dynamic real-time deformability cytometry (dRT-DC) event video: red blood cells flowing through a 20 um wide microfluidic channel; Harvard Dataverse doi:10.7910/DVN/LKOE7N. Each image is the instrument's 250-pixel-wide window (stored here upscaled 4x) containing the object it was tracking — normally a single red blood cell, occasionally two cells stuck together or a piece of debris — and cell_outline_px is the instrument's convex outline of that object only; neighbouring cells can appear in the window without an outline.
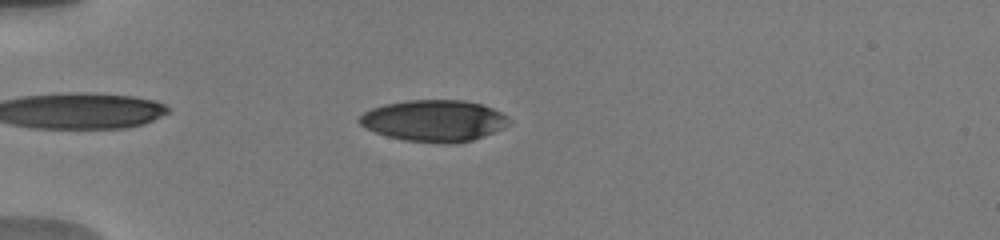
{"species": "human", "species_latin": "Homo sapiens", "temperature_condition": "warm", "stored_images_in_passage": 12, "camera_frame_rate_fps": 3000, "um_per_image_px": 0.085, "donor": {"sex": "male"}, "frame": {"image": 1, "passage_image": 10, "time_ms": 5.0, "image_size_px": [1000, 240], "cell_outline_px": [[512, 124], [504, 128], [484, 136], [472, 140], [456, 144], [444, 144], [404, 140], [388, 136], [364, 128], [356, 120], [364, 112], [372, 108], [384, 104], [408, 100], [464, 100], [480, 104], [492, 108], [508, 116]], "centroid_in_image_um": [36.91, 10.27], "position_along_channel_um": 48.1, "area_um2": 36.47}}